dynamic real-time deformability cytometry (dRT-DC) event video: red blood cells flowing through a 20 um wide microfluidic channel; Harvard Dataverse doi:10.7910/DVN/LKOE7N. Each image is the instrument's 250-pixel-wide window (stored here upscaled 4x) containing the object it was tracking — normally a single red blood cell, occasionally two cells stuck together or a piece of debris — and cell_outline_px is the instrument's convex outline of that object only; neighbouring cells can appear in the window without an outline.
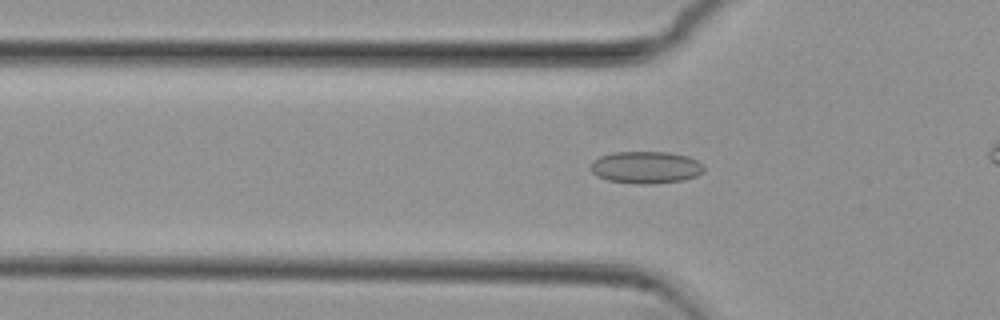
{"species": "common noctule bat (a hibernating species)", "species_latin": "Nyctalus noctula", "temperature_condition": "cold", "stored_images_in_passage": 40, "camera_frame_rate_fps": 3000, "um_per_image_px": 0.085, "animal": {"sex": "female", "body_mass_g": 29.2, "forearm_length_mm": 56.3}, "frame": {"image": 1, "passage_image": 14, "time_ms": 4.333, "image_size_px": [1000, 320], "cell_outline_px": [[704, 172], [696, 176], [684, 180], [648, 184], [640, 184], [608, 180], [596, 176], [592, 172], [592, 160], [600, 156], [612, 152], [668, 152], [688, 156], [696, 160], [704, 168]], "centroid_in_image_um": [54.89, 14.22], "position_along_channel_um": 70.9, "area_um2": 21.15}}
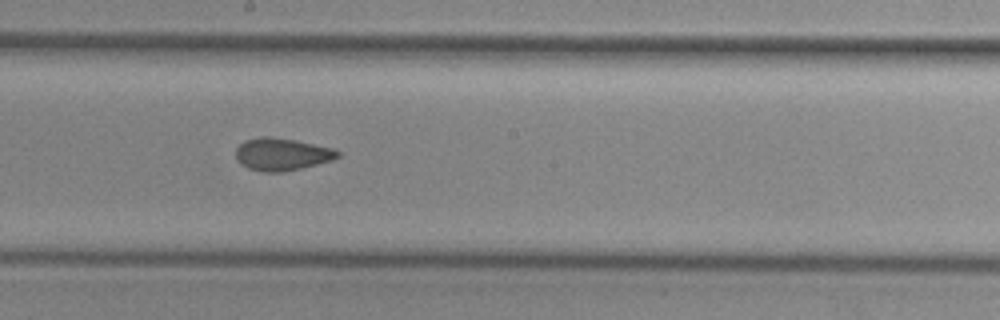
{"frame": {"image": 2, "passage_image": 26, "time_ms": 8.333, "image_size_px": [1000, 320], "cell_outline_px": [[340, 156], [332, 160], [284, 172], [264, 172], [248, 168], [236, 160], [236, 148], [244, 140], [260, 136], [272, 136], [296, 140], [332, 148], [340, 152]], "centroid_in_image_um": [23.93, 13.1], "position_along_channel_um": 224.3, "area_um2": 19.31}}
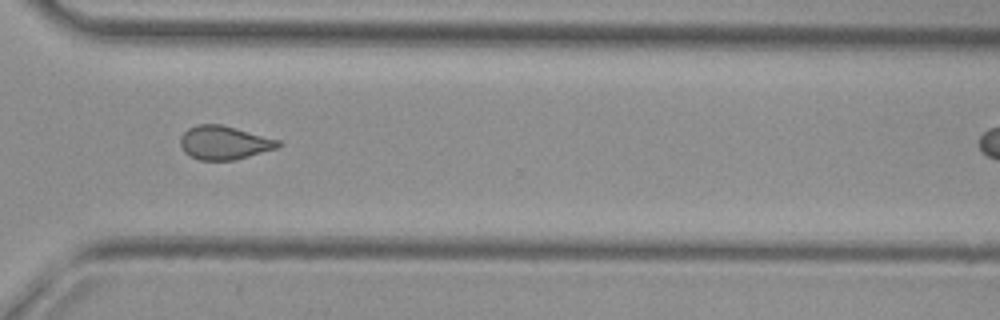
{"frame": {"image": 3, "passage_image": 36, "time_ms": 11.667, "image_size_px": [1000, 320], "cell_outline_px": [[284, 144], [280, 148], [236, 160], [200, 160], [184, 152], [180, 144], [180, 136], [188, 128], [196, 124], [220, 124], [236, 128], [280, 140]], "centroid_in_image_um": [19.1, 12.13], "position_along_channel_um": 351.5, "area_um2": 19.42}}